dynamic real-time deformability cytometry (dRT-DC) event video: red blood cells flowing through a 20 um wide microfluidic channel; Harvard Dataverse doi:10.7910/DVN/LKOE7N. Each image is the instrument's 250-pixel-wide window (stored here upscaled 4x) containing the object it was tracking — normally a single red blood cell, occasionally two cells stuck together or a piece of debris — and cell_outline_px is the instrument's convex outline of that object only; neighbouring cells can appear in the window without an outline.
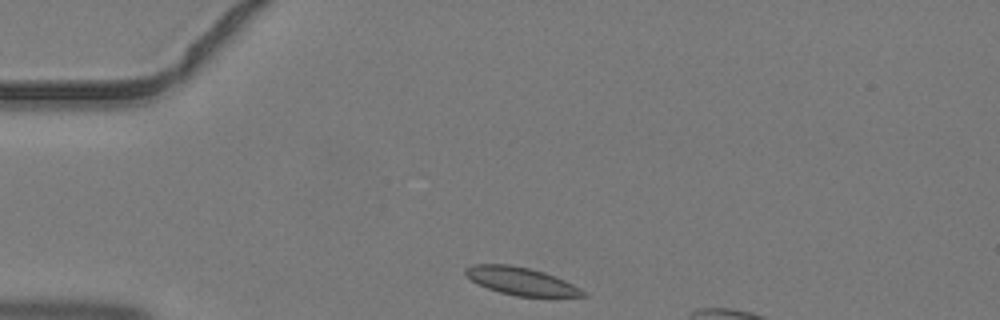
{"species": "common noctule bat (a hibernating species)", "species_latin": "Nyctalus noctula", "temperature_condition": "warm", "stored_images_in_passage": 3, "camera_frame_rate_fps": 3000, "um_per_image_px": 0.085, "animal": {"sex": "male", "body_mass_g": 19.2, "forearm_length_mm": 51.8}, "frame": {"image": 1, "passage_image": 1, "time_ms": 0.0, "image_size_px": [1000, 320], "cell_outline_px": [[588, 296], [516, 296], [500, 292], [488, 288], [472, 280], [464, 272], [464, 268], [472, 264], [508, 264], [528, 268], [544, 272], [556, 276], [580, 288]], "centroid_in_image_um": [44.27, 23.88], "position_along_channel_um": 40.7, "area_um2": 18.67}}